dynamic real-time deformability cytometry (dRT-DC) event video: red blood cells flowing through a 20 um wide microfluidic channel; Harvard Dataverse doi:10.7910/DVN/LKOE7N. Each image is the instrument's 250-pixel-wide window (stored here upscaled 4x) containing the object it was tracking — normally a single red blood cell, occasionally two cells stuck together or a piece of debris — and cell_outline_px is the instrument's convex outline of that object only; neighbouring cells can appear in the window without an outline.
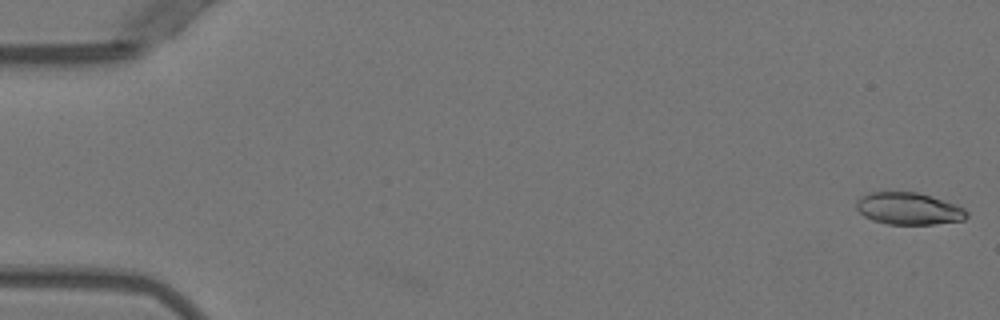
{"species": "Egyptian fruit bat (a non-hibernating species)", "species_latin": "Rousettus aegyptiacus", "temperature_condition": "warm", "stored_images_in_passage": 51, "camera_frame_rate_fps": 3000, "um_per_image_px": 0.085, "animal": {"sex": "female"}, "frame": {"image": 1, "passage_image": 1, "time_ms": 0.0, "image_size_px": [1000, 320], "cell_outline_px": [[968, 216], [964, 220], [936, 224], [888, 224], [872, 220], [864, 216], [856, 208], [856, 200], [860, 196], [868, 192], [916, 192], [956, 204], [964, 208], [968, 212]], "centroid_in_image_um": [77.22, 17.73], "position_along_channel_um": 7.8, "area_um2": 20.69}}
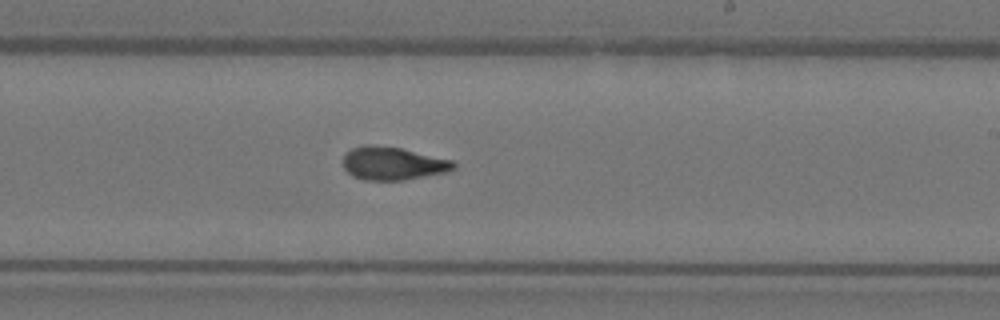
{"frame": {"image": 2, "passage_image": 31, "time_ms": 10.0, "image_size_px": [1000, 320], "cell_outline_px": [[456, 168], [448, 172], [404, 180], [364, 180], [352, 176], [344, 168], [344, 156], [352, 148], [364, 144], [372, 144], [400, 148], [452, 160], [456, 164]], "centroid_in_image_um": [33.4, 13.89], "position_along_channel_um": 255.6, "area_um2": 21.33}}
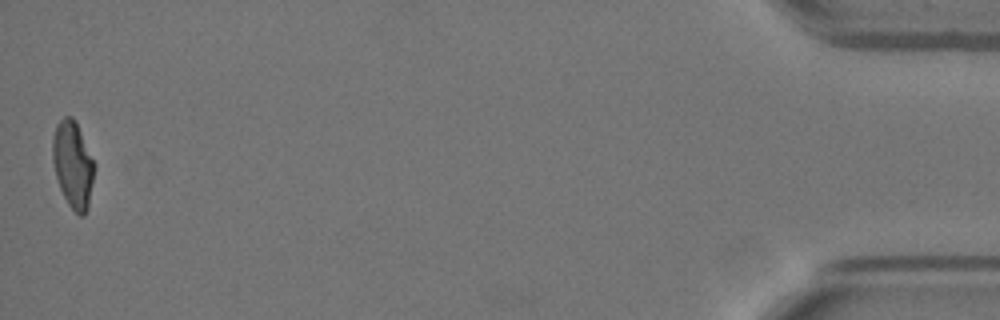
{"frame": {"image": 3, "passage_image": 51, "time_ms": 16.667, "image_size_px": [1000, 320], "cell_outline_px": [[92, 180], [88, 208], [84, 216], [80, 216], [68, 204], [60, 188], [56, 176], [52, 160], [52, 136], [56, 124], [64, 116], [72, 116], [76, 120], [92, 160]], "centroid_in_image_um": [6.15, 13.95], "position_along_channel_um": 429.1, "area_um2": 20.63}, "authors_computed_cell_mechanics": {"area_um2": 21.097, "velocity_mm_per_s": 3.9684, "shape_relaxation_time_tau1_ms": 6.425, "shape_relaxation_time_tau2_ms": 1.8895, "deformation_change_tau1": 0.2124, "deformation_change_tau2": 0.0835}}